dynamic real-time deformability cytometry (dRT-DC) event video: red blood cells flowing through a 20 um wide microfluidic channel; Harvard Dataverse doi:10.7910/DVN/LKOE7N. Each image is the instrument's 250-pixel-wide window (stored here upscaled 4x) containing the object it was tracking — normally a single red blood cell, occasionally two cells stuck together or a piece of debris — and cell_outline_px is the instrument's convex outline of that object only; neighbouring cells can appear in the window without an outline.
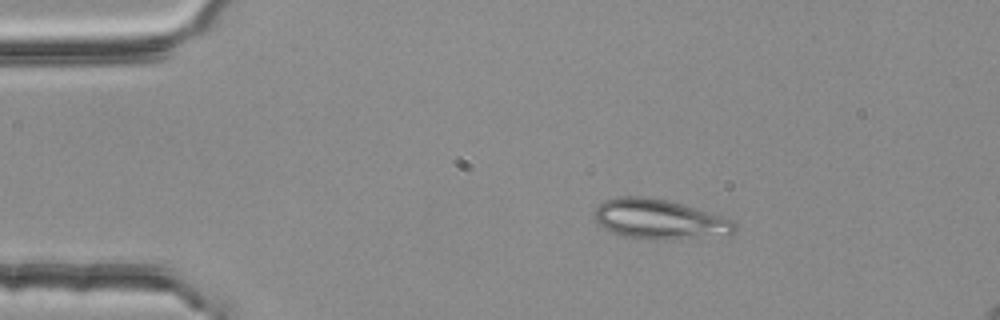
{"species": "common noctule bat (a hibernating species)", "species_latin": "Nyctalus noctula", "temperature_condition": "room temperature", "stored_images_in_passage": 3, "camera_frame_rate_fps": 3000, "um_per_image_px": 0.085, "animal": {"sex": "female", "body_mass_g": 25.1}, "frame": {"image": 1, "passage_image": 2, "time_ms": 0.333, "image_size_px": [1000, 320], "cell_outline_px": [[736, 232], [668, 240], [628, 236], [612, 232], [596, 224], [596, 208], [604, 200], [620, 196], [648, 196], [668, 200], [684, 204], [736, 220]], "centroid_in_image_um": [56.05, 18.6], "position_along_channel_um": 28.9, "area_um2": 32.19}}